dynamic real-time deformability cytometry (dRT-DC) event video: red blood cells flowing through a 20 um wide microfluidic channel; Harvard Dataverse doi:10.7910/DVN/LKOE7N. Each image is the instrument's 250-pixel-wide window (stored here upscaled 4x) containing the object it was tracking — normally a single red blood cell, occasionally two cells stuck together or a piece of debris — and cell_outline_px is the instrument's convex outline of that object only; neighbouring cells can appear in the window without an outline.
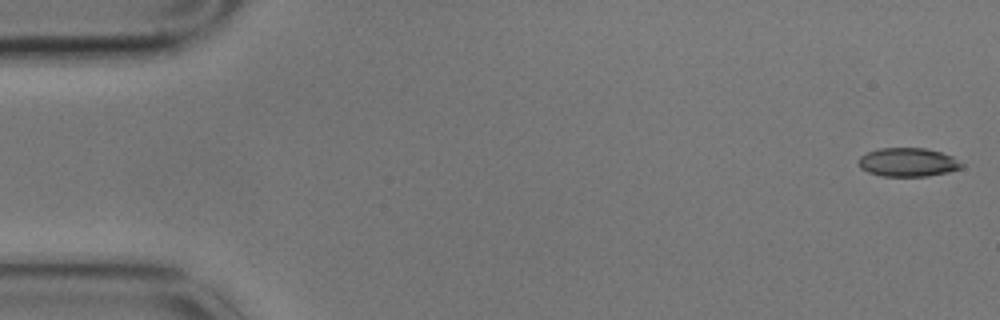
{"species": "common noctule bat (a hibernating species)", "species_latin": "Nyctalus noctula", "temperature_condition": "cold", "stored_images_in_passage": 12, "camera_frame_rate_fps": 3000, "um_per_image_px": 0.085, "animal": {"sex": "male", "body_mass_g": 17.9}, "frame": {"image": 1, "passage_image": 1, "time_ms": 0.0, "image_size_px": [1000, 320], "cell_outline_px": [[964, 168], [948, 172], [928, 176], [884, 176], [868, 172], [860, 168], [856, 160], [860, 156], [868, 152], [880, 148], [924, 148], [940, 152], [952, 156], [964, 164]], "centroid_in_image_um": [77.17, 13.79], "position_along_channel_um": 7.8, "area_um2": 17.34}}